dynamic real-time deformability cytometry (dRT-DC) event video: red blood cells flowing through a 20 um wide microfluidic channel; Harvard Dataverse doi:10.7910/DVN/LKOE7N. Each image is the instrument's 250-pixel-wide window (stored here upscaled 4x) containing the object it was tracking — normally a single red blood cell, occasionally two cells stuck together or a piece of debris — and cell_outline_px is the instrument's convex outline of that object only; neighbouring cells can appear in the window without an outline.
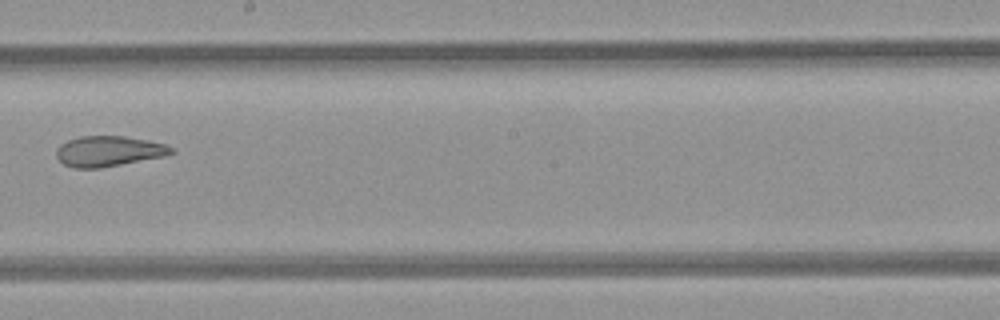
{"species": "common noctule bat (a hibernating species)", "species_latin": "Nyctalus noctula", "temperature_condition": "room temperature", "stored_images_in_passage": 9, "camera_frame_rate_fps": 3000, "um_per_image_px": 0.085, "animal": {"sex": "female", "body_mass_g": 21.9}, "frame": {"image": 1, "passage_image": 8, "time_ms": 8.0, "image_size_px": [1000, 320], "cell_outline_px": [[176, 152], [164, 156], [100, 168], [76, 168], [64, 164], [56, 156], [56, 152], [60, 144], [68, 140], [80, 136], [124, 136], [148, 140], [164, 144], [172, 148]], "centroid_in_image_um": [9.23, 12.85], "position_along_channel_um": 239.0, "area_um2": 20.23}}
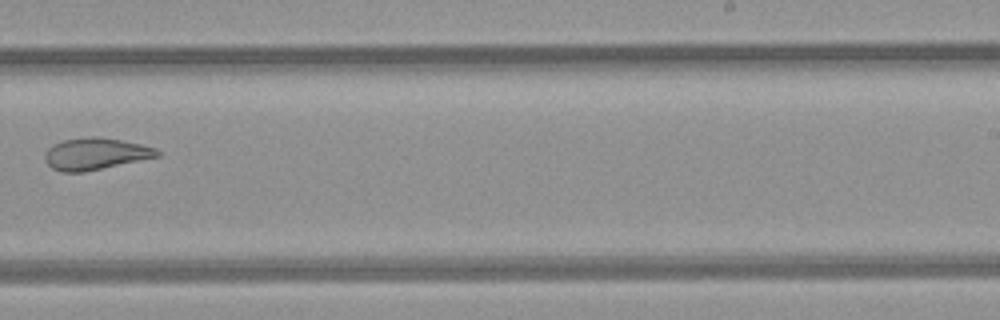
{"frame": {"image": 2, "passage_image": 9, "time_ms": 9.0, "image_size_px": [1000, 320], "cell_outline_px": [[160, 156], [84, 172], [60, 172], [52, 168], [44, 160], [44, 156], [48, 148], [52, 144], [64, 140], [120, 140], [140, 144], [156, 148], [160, 152]], "centroid_in_image_um": [8.1, 13.13], "position_along_channel_um": 280.9, "area_um2": 19.88}}